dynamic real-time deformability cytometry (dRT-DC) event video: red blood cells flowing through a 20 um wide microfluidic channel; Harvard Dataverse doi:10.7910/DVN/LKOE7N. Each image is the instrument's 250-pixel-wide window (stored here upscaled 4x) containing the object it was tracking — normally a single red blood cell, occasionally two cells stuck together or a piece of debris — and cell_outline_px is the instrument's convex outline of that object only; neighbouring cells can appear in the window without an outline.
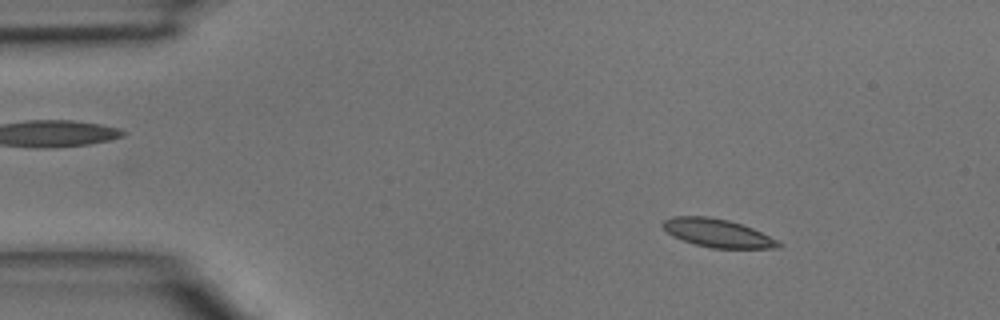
{"species": "common noctule bat (a hibernating species)", "species_latin": "Nyctalus noctula", "temperature_condition": "room temperature", "stored_images_in_passage": 45, "camera_frame_rate_fps": 3000, "um_per_image_px": 0.085, "animal": {"sex": "male", "body_mass_g": 15.6}, "frame": {"image": 1, "passage_image": 6, "time_ms": 1.667, "image_size_px": [1000, 320], "cell_outline_px": [[784, 244], [780, 248], [712, 248], [696, 244], [672, 236], [660, 224], [664, 220], [672, 216], [708, 216], [728, 220], [752, 228], [780, 240]], "centroid_in_image_um": [61.03, 19.81], "position_along_channel_um": 24.0, "area_um2": 19.07}}
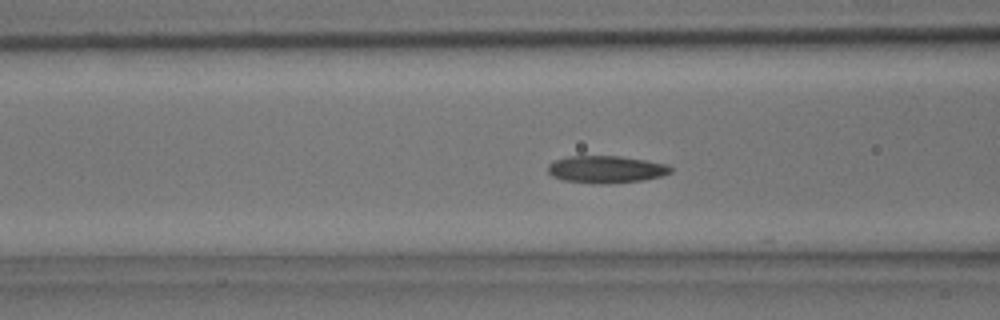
{"frame": {"image": 2, "passage_image": 17, "time_ms": 5.333, "image_size_px": [1000, 320], "cell_outline_px": [[672, 172], [660, 176], [644, 180], [608, 184], [600, 184], [564, 180], [552, 176], [548, 172], [548, 164], [556, 160], [568, 156], [620, 156], [644, 160], [664, 164], [672, 168]], "centroid_in_image_um": [51.5, 14.4], "position_along_channel_um": 115.1, "area_um2": 19.36}}
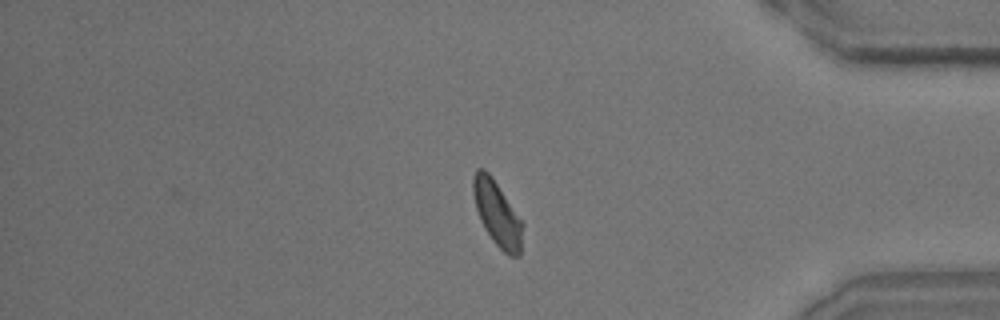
{"frame": {"image": 3, "passage_image": 38, "time_ms": 12.333, "image_size_px": [1000, 320], "cell_outline_px": [[524, 224], [520, 256], [508, 256], [492, 240], [484, 228], [480, 220], [476, 208], [472, 192], [472, 176], [476, 168], [484, 168], [492, 176]], "centroid_in_image_um": [42.25, 18.14], "position_along_channel_um": 393.0, "area_um2": 18.9}}